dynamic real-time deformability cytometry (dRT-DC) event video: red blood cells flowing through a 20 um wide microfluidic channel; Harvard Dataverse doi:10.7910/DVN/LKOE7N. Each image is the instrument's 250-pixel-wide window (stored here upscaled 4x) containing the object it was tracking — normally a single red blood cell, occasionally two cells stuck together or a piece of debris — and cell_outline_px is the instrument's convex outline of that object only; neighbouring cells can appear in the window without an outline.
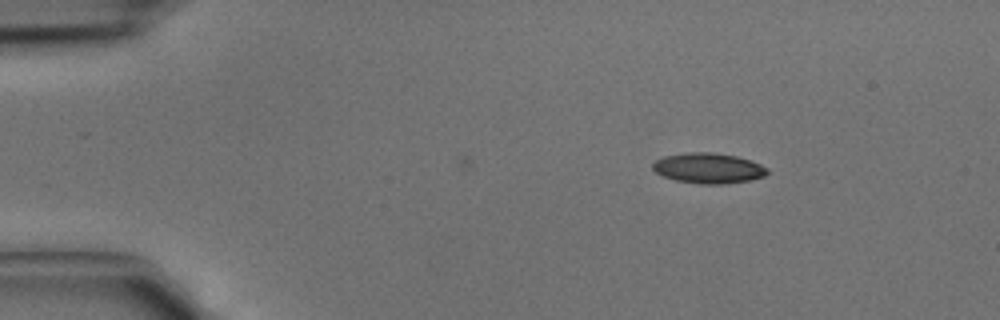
{"species": "common noctule bat (a hibernating species)", "species_latin": "Nyctalus noctula", "temperature_condition": "cold", "stored_images_in_passage": 6, "camera_frame_rate_fps": 3000, "um_per_image_px": 0.085, "animal": {"sex": "male", "body_mass_g": 15.6}, "frame": {"image": 1, "passage_image": 6, "time_ms": 1.667, "image_size_px": [1000, 320], "cell_outline_px": [[768, 172], [764, 176], [748, 180], [724, 184], [700, 184], [676, 180], [664, 176], [656, 172], [652, 168], [652, 164], [656, 160], [664, 156], [684, 152], [712, 152], [736, 156], [760, 164], [768, 168]], "centroid_in_image_um": [60.19, 14.29], "position_along_channel_um": 24.8, "area_um2": 20.17}}